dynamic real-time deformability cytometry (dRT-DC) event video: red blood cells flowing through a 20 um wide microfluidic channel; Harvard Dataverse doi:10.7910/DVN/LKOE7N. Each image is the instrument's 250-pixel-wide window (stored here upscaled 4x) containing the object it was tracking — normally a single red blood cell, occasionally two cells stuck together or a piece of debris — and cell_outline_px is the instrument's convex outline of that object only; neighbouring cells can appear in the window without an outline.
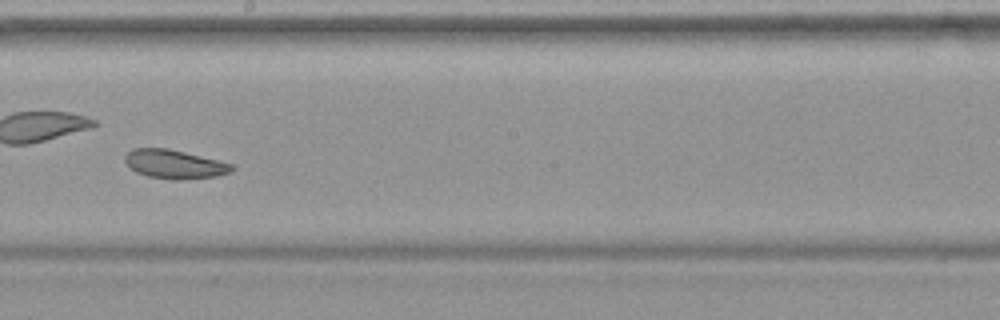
{"species": "common noctule bat (a hibernating species)", "species_latin": "Nyctalus noctula", "temperature_condition": "warm", "stored_images_in_passage": 50, "camera_frame_rate_fps": 3000, "um_per_image_px": 0.085, "animal": {"sex": "female", "body_mass_g": 19.9}, "frame": {"image": 1, "passage_image": 29, "time_ms": 9.333, "image_size_px": [1000, 320], "cell_outline_px": [[236, 168], [232, 172], [216, 176], [180, 180], [172, 180], [148, 176], [136, 172], [124, 160], [124, 156], [132, 148], [168, 148], [236, 164]], "centroid_in_image_um": [14.89, 13.95], "position_along_channel_um": 233.3, "area_um2": 18.15}}